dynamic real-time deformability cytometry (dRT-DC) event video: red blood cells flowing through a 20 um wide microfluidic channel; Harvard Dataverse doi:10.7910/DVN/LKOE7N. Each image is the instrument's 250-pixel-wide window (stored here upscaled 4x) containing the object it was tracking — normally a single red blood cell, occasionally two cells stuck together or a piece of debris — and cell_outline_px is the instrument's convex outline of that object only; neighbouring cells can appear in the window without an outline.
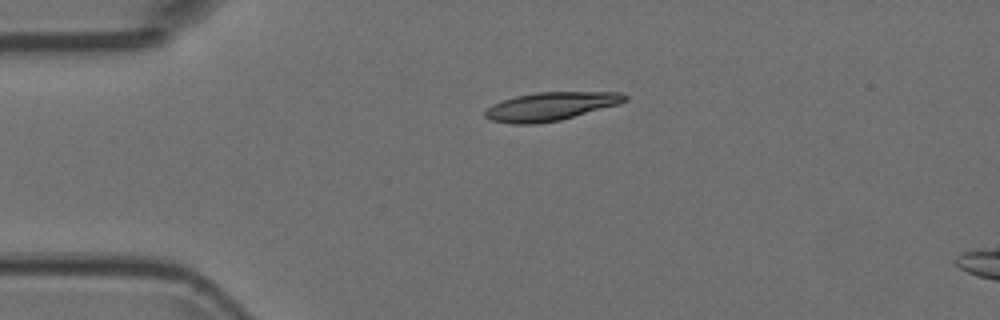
{"species": "Egyptian fruit bat (a non-hibernating species)", "species_latin": "Rousettus aegyptiacus", "temperature_condition": "room temperature", "stored_images_in_passage": 2, "camera_frame_rate_fps": 3000, "um_per_image_px": 0.085, "animal": {"sex": "female"}, "frame": {"image": 1, "passage_image": 1, "time_ms": 0.0, "image_size_px": [1000, 320], "cell_outline_px": [[628, 100], [620, 104], [560, 120], [536, 124], [512, 124], [488, 120], [484, 116], [484, 112], [492, 104], [516, 96], [536, 92], [624, 92], [628, 96]], "centroid_in_image_um": [46.82, 9.04], "position_along_channel_um": 38.2, "area_um2": 23.29}}